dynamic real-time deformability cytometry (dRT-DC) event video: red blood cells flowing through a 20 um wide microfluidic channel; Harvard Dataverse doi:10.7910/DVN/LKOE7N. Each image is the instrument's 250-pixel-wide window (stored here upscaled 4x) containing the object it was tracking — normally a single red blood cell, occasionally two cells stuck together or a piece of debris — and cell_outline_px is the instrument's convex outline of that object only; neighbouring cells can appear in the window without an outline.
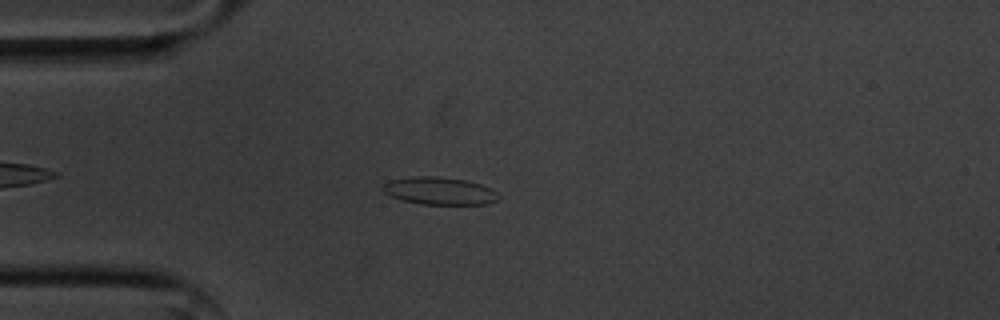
{"species": "common noctule bat (a hibernating species)", "species_latin": "Nyctalus noctula", "temperature_condition": "cold", "stored_images_in_passage": 50, "camera_frame_rate_fps": 3000, "um_per_image_px": 0.085, "animal": {"sex": "male", "body_mass_g": 20.1, "forearm_length_mm": 53.5}, "frame": {"image": 1, "passage_image": 9, "time_ms": 2.667, "image_size_px": [1000, 320], "cell_outline_px": [[500, 196], [496, 200], [488, 204], [420, 204], [404, 200], [392, 196], [384, 192], [384, 184], [388, 180], [416, 176], [436, 176], [464, 180], [480, 184], [492, 188]], "centroid_in_image_um": [37.38, 16.22], "position_along_channel_um": 47.6, "area_um2": 18.38}}
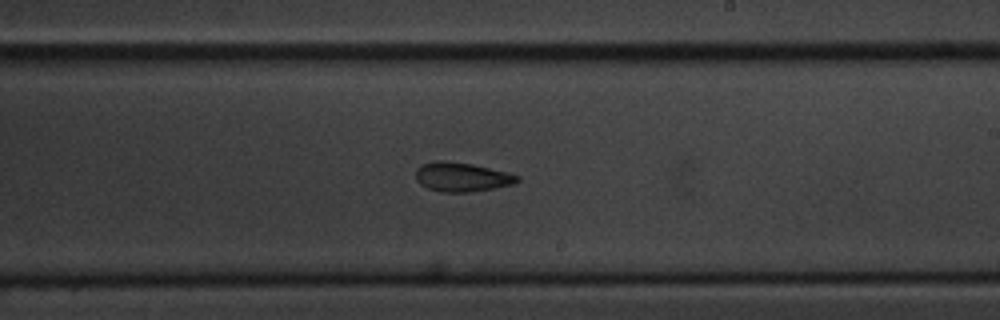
{"frame": {"image": 2, "passage_image": 27, "time_ms": 8.667, "image_size_px": [1000, 320], "cell_outline_px": [[520, 180], [512, 184], [492, 188], [468, 192], [444, 192], [428, 188], [420, 184], [416, 180], [416, 168], [420, 164], [436, 160], [444, 160], [472, 164], [520, 176]], "centroid_in_image_um": [39.19, 15.03], "position_along_channel_um": 249.8, "area_um2": 17.11}}
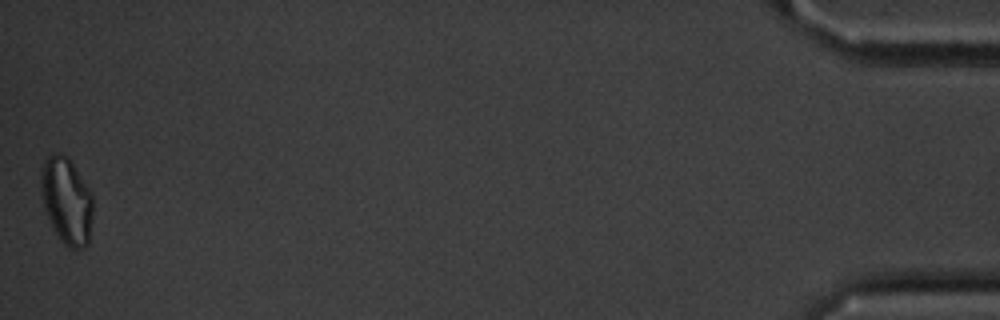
{"frame": {"image": 3, "passage_image": 50, "time_ms": 16.333, "image_size_px": [1000, 320], "cell_outline_px": [[92, 216], [88, 244], [84, 248], [76, 252], [68, 248], [60, 240], [44, 208], [40, 180], [40, 168], [44, 160], [48, 156], [56, 152], [60, 152], [68, 156], [92, 192]], "centroid_in_image_um": [5.67, 17.05], "position_along_channel_um": 429.5, "area_um2": 26.59}, "authors_computed_cell_mechanics": {"area_um2": 18.2359, "velocity_mm_per_s": 3.5702, "shape_relaxation_time_tau1_ms": 3.8361, "shape_relaxation_time_tau2_ms": 4.6613, "deformation_change_tau1": 0.0767, "deformation_change_tau2": 0.0997}}